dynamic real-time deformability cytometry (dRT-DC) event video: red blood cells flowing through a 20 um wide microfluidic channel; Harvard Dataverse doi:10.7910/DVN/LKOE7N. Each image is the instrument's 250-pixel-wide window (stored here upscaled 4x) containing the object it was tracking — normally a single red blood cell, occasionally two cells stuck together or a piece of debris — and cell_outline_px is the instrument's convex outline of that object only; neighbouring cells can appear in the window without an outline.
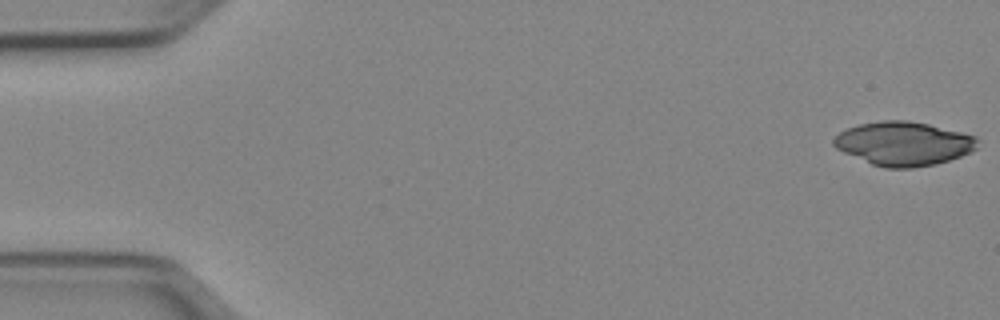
{"species": "Egyptian fruit bat (a non-hibernating species)", "species_latin": "Rousettus aegyptiacus", "temperature_condition": "cold", "stored_images_in_passage": 50, "camera_frame_rate_fps": 3000, "um_per_image_px": 0.085, "animal": {"sex": "female"}, "frame": {"image": 1, "passage_image": 1, "time_ms": 0.0, "image_size_px": [1000, 320], "cell_outline_px": [[980, 140], [976, 148], [972, 152], [936, 164], [912, 168], [884, 168], [872, 164], [844, 152], [836, 148], [832, 144], [832, 140], [840, 132], [848, 128], [860, 124], [880, 120], [908, 120], [928, 124], [976, 136]], "centroid_in_image_um": [76.82, 12.2], "position_along_channel_um": 8.2, "area_um2": 36.7}}